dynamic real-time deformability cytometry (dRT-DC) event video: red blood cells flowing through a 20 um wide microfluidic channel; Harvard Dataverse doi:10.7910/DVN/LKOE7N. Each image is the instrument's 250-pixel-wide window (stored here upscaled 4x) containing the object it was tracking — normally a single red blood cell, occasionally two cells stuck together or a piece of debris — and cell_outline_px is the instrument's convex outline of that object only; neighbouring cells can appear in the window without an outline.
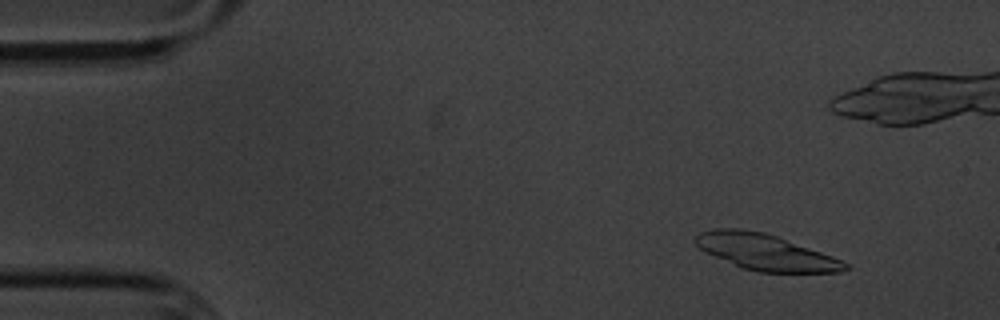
{"species": "common noctule bat (a hibernating species)", "species_latin": "Nyctalus noctula", "temperature_condition": "cold", "stored_images_in_passage": 4, "camera_frame_rate_fps": 3000, "um_per_image_px": 0.085, "animal": {"sex": "male", "body_mass_g": 20.1, "forearm_length_mm": 53.5}, "frame": {"image": 1, "passage_image": 1, "time_ms": 0.0, "image_size_px": [1000, 320], "cell_outline_px": [[852, 268], [840, 272], [756, 272], [740, 268], [704, 252], [696, 244], [696, 236], [700, 232], [712, 228], [740, 228], [764, 232], [776, 236], [832, 256], [848, 264]], "centroid_in_image_um": [65.03, 21.43], "position_along_channel_um": 20.0, "area_um2": 31.39}}